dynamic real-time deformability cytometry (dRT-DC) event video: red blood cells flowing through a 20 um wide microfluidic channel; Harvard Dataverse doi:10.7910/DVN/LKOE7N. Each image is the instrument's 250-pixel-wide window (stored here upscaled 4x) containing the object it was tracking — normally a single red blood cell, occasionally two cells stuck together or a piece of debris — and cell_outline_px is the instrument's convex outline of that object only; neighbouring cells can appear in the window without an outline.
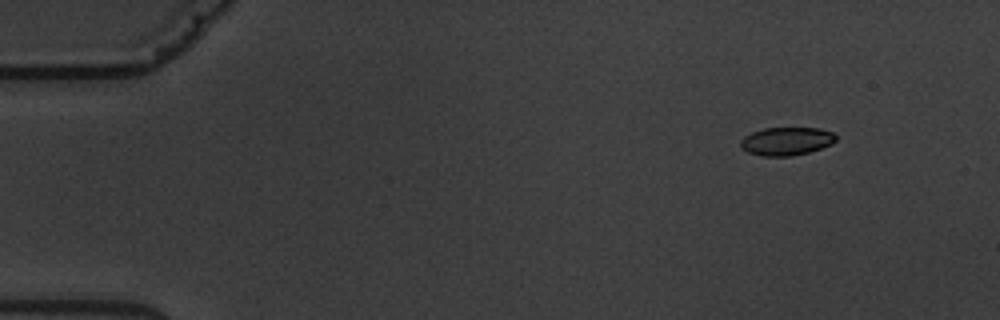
{"species": "common noctule bat (a hibernating species)", "species_latin": "Nyctalus noctula", "temperature_condition": "warm", "stored_images_in_passage": 4, "camera_frame_rate_fps": 3000, "um_per_image_px": 0.085, "animal": {"sex": "male", "body_mass_g": 19.5, "forearm_length_mm": 54.6}, "frame": {"image": 1, "passage_image": 1, "time_ms": 0.0, "image_size_px": [1000, 320], "cell_outline_px": [[836, 140], [832, 144], [808, 152], [792, 156], [760, 156], [748, 152], [740, 148], [740, 140], [744, 136], [752, 132], [764, 128], [820, 128], [832, 132], [836, 136]], "centroid_in_image_um": [66.82, 12.0], "position_along_channel_um": 18.2, "area_um2": 15.72}}